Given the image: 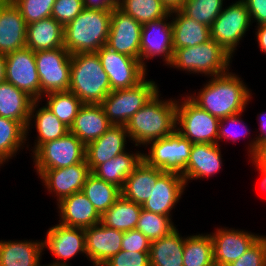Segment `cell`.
Returning <instances> with one entry per match:
<instances>
[{"label": "cell", "mask_w": 266, "mask_h": 266, "mask_svg": "<svg viewBox=\"0 0 266 266\" xmlns=\"http://www.w3.org/2000/svg\"><path fill=\"white\" fill-rule=\"evenodd\" d=\"M213 241L214 264L227 266L237 260L262 235L229 227H220L210 233Z\"/></svg>", "instance_id": "obj_18"}, {"label": "cell", "mask_w": 266, "mask_h": 266, "mask_svg": "<svg viewBox=\"0 0 266 266\" xmlns=\"http://www.w3.org/2000/svg\"><path fill=\"white\" fill-rule=\"evenodd\" d=\"M158 91V84L145 78L132 88L111 91L101 105L113 125H125Z\"/></svg>", "instance_id": "obj_7"}, {"label": "cell", "mask_w": 266, "mask_h": 266, "mask_svg": "<svg viewBox=\"0 0 266 266\" xmlns=\"http://www.w3.org/2000/svg\"><path fill=\"white\" fill-rule=\"evenodd\" d=\"M40 100L51 92L69 91L71 54L64 47L35 52Z\"/></svg>", "instance_id": "obj_10"}, {"label": "cell", "mask_w": 266, "mask_h": 266, "mask_svg": "<svg viewBox=\"0 0 266 266\" xmlns=\"http://www.w3.org/2000/svg\"><path fill=\"white\" fill-rule=\"evenodd\" d=\"M219 144L193 143L190 158L182 174L186 186L190 180L212 177L220 172L223 160Z\"/></svg>", "instance_id": "obj_22"}, {"label": "cell", "mask_w": 266, "mask_h": 266, "mask_svg": "<svg viewBox=\"0 0 266 266\" xmlns=\"http://www.w3.org/2000/svg\"><path fill=\"white\" fill-rule=\"evenodd\" d=\"M213 241L210 234L185 236L183 266H213Z\"/></svg>", "instance_id": "obj_37"}, {"label": "cell", "mask_w": 266, "mask_h": 266, "mask_svg": "<svg viewBox=\"0 0 266 266\" xmlns=\"http://www.w3.org/2000/svg\"><path fill=\"white\" fill-rule=\"evenodd\" d=\"M19 8L26 24L51 17L55 0H12Z\"/></svg>", "instance_id": "obj_42"}, {"label": "cell", "mask_w": 266, "mask_h": 266, "mask_svg": "<svg viewBox=\"0 0 266 266\" xmlns=\"http://www.w3.org/2000/svg\"><path fill=\"white\" fill-rule=\"evenodd\" d=\"M85 230L86 254L93 266H102L122 248L124 232L98 223Z\"/></svg>", "instance_id": "obj_20"}, {"label": "cell", "mask_w": 266, "mask_h": 266, "mask_svg": "<svg viewBox=\"0 0 266 266\" xmlns=\"http://www.w3.org/2000/svg\"><path fill=\"white\" fill-rule=\"evenodd\" d=\"M185 187L187 186L181 174L164 172L152 187L150 198L142 205V209L172 218V210L181 199Z\"/></svg>", "instance_id": "obj_19"}, {"label": "cell", "mask_w": 266, "mask_h": 266, "mask_svg": "<svg viewBox=\"0 0 266 266\" xmlns=\"http://www.w3.org/2000/svg\"><path fill=\"white\" fill-rule=\"evenodd\" d=\"M255 27H256L255 30H257L255 34H256V41L259 46L258 48H260V51H262L266 55V24H262Z\"/></svg>", "instance_id": "obj_51"}, {"label": "cell", "mask_w": 266, "mask_h": 266, "mask_svg": "<svg viewBox=\"0 0 266 266\" xmlns=\"http://www.w3.org/2000/svg\"><path fill=\"white\" fill-rule=\"evenodd\" d=\"M173 219L167 215L141 210L136 229L150 241L160 239L176 229Z\"/></svg>", "instance_id": "obj_40"}, {"label": "cell", "mask_w": 266, "mask_h": 266, "mask_svg": "<svg viewBox=\"0 0 266 266\" xmlns=\"http://www.w3.org/2000/svg\"><path fill=\"white\" fill-rule=\"evenodd\" d=\"M151 241L139 230L133 229L124 232L122 248L125 251L150 252Z\"/></svg>", "instance_id": "obj_47"}, {"label": "cell", "mask_w": 266, "mask_h": 266, "mask_svg": "<svg viewBox=\"0 0 266 266\" xmlns=\"http://www.w3.org/2000/svg\"><path fill=\"white\" fill-rule=\"evenodd\" d=\"M84 8L83 0H55L51 17L65 26L79 15Z\"/></svg>", "instance_id": "obj_45"}, {"label": "cell", "mask_w": 266, "mask_h": 266, "mask_svg": "<svg viewBox=\"0 0 266 266\" xmlns=\"http://www.w3.org/2000/svg\"><path fill=\"white\" fill-rule=\"evenodd\" d=\"M253 159L261 165L263 168L266 169V145L259 148L254 155Z\"/></svg>", "instance_id": "obj_52"}, {"label": "cell", "mask_w": 266, "mask_h": 266, "mask_svg": "<svg viewBox=\"0 0 266 266\" xmlns=\"http://www.w3.org/2000/svg\"><path fill=\"white\" fill-rule=\"evenodd\" d=\"M26 143V128L20 122L0 117V163L16 157Z\"/></svg>", "instance_id": "obj_35"}, {"label": "cell", "mask_w": 266, "mask_h": 266, "mask_svg": "<svg viewBox=\"0 0 266 266\" xmlns=\"http://www.w3.org/2000/svg\"><path fill=\"white\" fill-rule=\"evenodd\" d=\"M185 0H161V2L171 11L180 10Z\"/></svg>", "instance_id": "obj_53"}, {"label": "cell", "mask_w": 266, "mask_h": 266, "mask_svg": "<svg viewBox=\"0 0 266 266\" xmlns=\"http://www.w3.org/2000/svg\"><path fill=\"white\" fill-rule=\"evenodd\" d=\"M149 152L143 153V160L150 166L164 172L183 174L190 158L193 143L180 133L173 134L148 144Z\"/></svg>", "instance_id": "obj_11"}, {"label": "cell", "mask_w": 266, "mask_h": 266, "mask_svg": "<svg viewBox=\"0 0 266 266\" xmlns=\"http://www.w3.org/2000/svg\"><path fill=\"white\" fill-rule=\"evenodd\" d=\"M142 205L125 199L122 195L101 215L100 223L122 232L136 229Z\"/></svg>", "instance_id": "obj_34"}, {"label": "cell", "mask_w": 266, "mask_h": 266, "mask_svg": "<svg viewBox=\"0 0 266 266\" xmlns=\"http://www.w3.org/2000/svg\"><path fill=\"white\" fill-rule=\"evenodd\" d=\"M160 90L125 124L131 143L135 147L148 144L176 131L177 99H160ZM133 141V142H132Z\"/></svg>", "instance_id": "obj_2"}, {"label": "cell", "mask_w": 266, "mask_h": 266, "mask_svg": "<svg viewBox=\"0 0 266 266\" xmlns=\"http://www.w3.org/2000/svg\"><path fill=\"white\" fill-rule=\"evenodd\" d=\"M232 58L211 38L194 47L174 49L173 58L168 67L211 78L229 72Z\"/></svg>", "instance_id": "obj_5"}, {"label": "cell", "mask_w": 266, "mask_h": 266, "mask_svg": "<svg viewBox=\"0 0 266 266\" xmlns=\"http://www.w3.org/2000/svg\"><path fill=\"white\" fill-rule=\"evenodd\" d=\"M163 173L161 169L152 167L142 160L126 178L121 195L127 200L143 205L150 198L152 187Z\"/></svg>", "instance_id": "obj_30"}, {"label": "cell", "mask_w": 266, "mask_h": 266, "mask_svg": "<svg viewBox=\"0 0 266 266\" xmlns=\"http://www.w3.org/2000/svg\"><path fill=\"white\" fill-rule=\"evenodd\" d=\"M177 100L176 131L191 143L218 144L219 119L201 109L187 95Z\"/></svg>", "instance_id": "obj_6"}, {"label": "cell", "mask_w": 266, "mask_h": 266, "mask_svg": "<svg viewBox=\"0 0 266 266\" xmlns=\"http://www.w3.org/2000/svg\"><path fill=\"white\" fill-rule=\"evenodd\" d=\"M5 81L40 100V79L35 63V52L28 47L5 55Z\"/></svg>", "instance_id": "obj_14"}, {"label": "cell", "mask_w": 266, "mask_h": 266, "mask_svg": "<svg viewBox=\"0 0 266 266\" xmlns=\"http://www.w3.org/2000/svg\"><path fill=\"white\" fill-rule=\"evenodd\" d=\"M132 152V153H130ZM143 160L141 151H125L116 157L98 165L91 173L97 178L123 188L126 178Z\"/></svg>", "instance_id": "obj_32"}, {"label": "cell", "mask_w": 266, "mask_h": 266, "mask_svg": "<svg viewBox=\"0 0 266 266\" xmlns=\"http://www.w3.org/2000/svg\"><path fill=\"white\" fill-rule=\"evenodd\" d=\"M125 125H112L101 137L86 145L85 160L92 172L98 165L127 151Z\"/></svg>", "instance_id": "obj_21"}, {"label": "cell", "mask_w": 266, "mask_h": 266, "mask_svg": "<svg viewBox=\"0 0 266 266\" xmlns=\"http://www.w3.org/2000/svg\"><path fill=\"white\" fill-rule=\"evenodd\" d=\"M227 266H266V235H262L244 254Z\"/></svg>", "instance_id": "obj_44"}, {"label": "cell", "mask_w": 266, "mask_h": 266, "mask_svg": "<svg viewBox=\"0 0 266 266\" xmlns=\"http://www.w3.org/2000/svg\"><path fill=\"white\" fill-rule=\"evenodd\" d=\"M85 8L112 9L117 6L118 0H83Z\"/></svg>", "instance_id": "obj_50"}, {"label": "cell", "mask_w": 266, "mask_h": 266, "mask_svg": "<svg viewBox=\"0 0 266 266\" xmlns=\"http://www.w3.org/2000/svg\"><path fill=\"white\" fill-rule=\"evenodd\" d=\"M44 97H46L45 106L70 128L83 105L82 101L71 91L51 92L45 94L41 101H44Z\"/></svg>", "instance_id": "obj_39"}, {"label": "cell", "mask_w": 266, "mask_h": 266, "mask_svg": "<svg viewBox=\"0 0 266 266\" xmlns=\"http://www.w3.org/2000/svg\"><path fill=\"white\" fill-rule=\"evenodd\" d=\"M35 170L46 191L56 196V203L64 197L80 192L91 174L86 160L68 167Z\"/></svg>", "instance_id": "obj_16"}, {"label": "cell", "mask_w": 266, "mask_h": 266, "mask_svg": "<svg viewBox=\"0 0 266 266\" xmlns=\"http://www.w3.org/2000/svg\"><path fill=\"white\" fill-rule=\"evenodd\" d=\"M26 47L34 52L64 47V26L53 17L28 24Z\"/></svg>", "instance_id": "obj_28"}, {"label": "cell", "mask_w": 266, "mask_h": 266, "mask_svg": "<svg viewBox=\"0 0 266 266\" xmlns=\"http://www.w3.org/2000/svg\"><path fill=\"white\" fill-rule=\"evenodd\" d=\"M59 224L68 227L89 228L100 223L101 215L86 195L80 192L64 197L57 203Z\"/></svg>", "instance_id": "obj_23"}, {"label": "cell", "mask_w": 266, "mask_h": 266, "mask_svg": "<svg viewBox=\"0 0 266 266\" xmlns=\"http://www.w3.org/2000/svg\"><path fill=\"white\" fill-rule=\"evenodd\" d=\"M5 56L0 55V82L5 81Z\"/></svg>", "instance_id": "obj_55"}, {"label": "cell", "mask_w": 266, "mask_h": 266, "mask_svg": "<svg viewBox=\"0 0 266 266\" xmlns=\"http://www.w3.org/2000/svg\"><path fill=\"white\" fill-rule=\"evenodd\" d=\"M243 81L239 75L229 71L211 77L197 94L195 91L194 94L187 96L201 109L220 120L246 111L253 94Z\"/></svg>", "instance_id": "obj_1"}, {"label": "cell", "mask_w": 266, "mask_h": 266, "mask_svg": "<svg viewBox=\"0 0 266 266\" xmlns=\"http://www.w3.org/2000/svg\"><path fill=\"white\" fill-rule=\"evenodd\" d=\"M225 0H185L180 9L186 16L208 26H212L214 20L224 9Z\"/></svg>", "instance_id": "obj_41"}, {"label": "cell", "mask_w": 266, "mask_h": 266, "mask_svg": "<svg viewBox=\"0 0 266 266\" xmlns=\"http://www.w3.org/2000/svg\"><path fill=\"white\" fill-rule=\"evenodd\" d=\"M35 169H57L85 161L86 145L73 133L41 144L31 153Z\"/></svg>", "instance_id": "obj_9"}, {"label": "cell", "mask_w": 266, "mask_h": 266, "mask_svg": "<svg viewBox=\"0 0 266 266\" xmlns=\"http://www.w3.org/2000/svg\"><path fill=\"white\" fill-rule=\"evenodd\" d=\"M26 31V21L12 0L0 6V55L26 47Z\"/></svg>", "instance_id": "obj_24"}, {"label": "cell", "mask_w": 266, "mask_h": 266, "mask_svg": "<svg viewBox=\"0 0 266 266\" xmlns=\"http://www.w3.org/2000/svg\"><path fill=\"white\" fill-rule=\"evenodd\" d=\"M257 119H259V124H260V130L261 131L257 137L253 138L249 142L248 148V156L249 158H253L254 155L256 154L257 150L264 145H266V112H261L260 114L257 115ZM250 153V154H249Z\"/></svg>", "instance_id": "obj_49"}, {"label": "cell", "mask_w": 266, "mask_h": 266, "mask_svg": "<svg viewBox=\"0 0 266 266\" xmlns=\"http://www.w3.org/2000/svg\"><path fill=\"white\" fill-rule=\"evenodd\" d=\"M176 228L170 234L151 241L150 266H183L185 236Z\"/></svg>", "instance_id": "obj_33"}, {"label": "cell", "mask_w": 266, "mask_h": 266, "mask_svg": "<svg viewBox=\"0 0 266 266\" xmlns=\"http://www.w3.org/2000/svg\"><path fill=\"white\" fill-rule=\"evenodd\" d=\"M39 266H59V265H52V264H46V265L44 264V265H41L40 264Z\"/></svg>", "instance_id": "obj_57"}, {"label": "cell", "mask_w": 266, "mask_h": 266, "mask_svg": "<svg viewBox=\"0 0 266 266\" xmlns=\"http://www.w3.org/2000/svg\"><path fill=\"white\" fill-rule=\"evenodd\" d=\"M242 113L243 112L234 114L231 116H227L219 120V124H218V144L219 145H220V142L223 141V139L226 142L229 140H233L232 142L234 143L236 142L235 140L240 139V137L250 134V130L247 128V125L245 124V122H243L241 118ZM239 125H242L241 131H240V128L238 127ZM237 127L239 128V130L237 129Z\"/></svg>", "instance_id": "obj_43"}, {"label": "cell", "mask_w": 266, "mask_h": 266, "mask_svg": "<svg viewBox=\"0 0 266 266\" xmlns=\"http://www.w3.org/2000/svg\"><path fill=\"white\" fill-rule=\"evenodd\" d=\"M43 251V239L0 240V266H39Z\"/></svg>", "instance_id": "obj_27"}, {"label": "cell", "mask_w": 266, "mask_h": 266, "mask_svg": "<svg viewBox=\"0 0 266 266\" xmlns=\"http://www.w3.org/2000/svg\"><path fill=\"white\" fill-rule=\"evenodd\" d=\"M149 253L120 250L102 266H150Z\"/></svg>", "instance_id": "obj_46"}, {"label": "cell", "mask_w": 266, "mask_h": 266, "mask_svg": "<svg viewBox=\"0 0 266 266\" xmlns=\"http://www.w3.org/2000/svg\"><path fill=\"white\" fill-rule=\"evenodd\" d=\"M43 248L50 250L56 260L52 265L71 266L69 260L78 254H86L85 230L83 228L68 227L55 224L48 228Z\"/></svg>", "instance_id": "obj_15"}, {"label": "cell", "mask_w": 266, "mask_h": 266, "mask_svg": "<svg viewBox=\"0 0 266 266\" xmlns=\"http://www.w3.org/2000/svg\"><path fill=\"white\" fill-rule=\"evenodd\" d=\"M69 91L83 104H101L111 92L108 75L97 52L71 55Z\"/></svg>", "instance_id": "obj_4"}, {"label": "cell", "mask_w": 266, "mask_h": 266, "mask_svg": "<svg viewBox=\"0 0 266 266\" xmlns=\"http://www.w3.org/2000/svg\"><path fill=\"white\" fill-rule=\"evenodd\" d=\"M41 100H34L31 111L29 122L26 127V141H28V133L35 127L37 134L35 144L32 147V153L43 143L56 140L65 136L70 132V128L62 123L59 118L54 115L45 105L40 107ZM40 107V108H39ZM32 121V122H31ZM35 126H33V124ZM32 127V128H31ZM31 128V129H30Z\"/></svg>", "instance_id": "obj_25"}, {"label": "cell", "mask_w": 266, "mask_h": 266, "mask_svg": "<svg viewBox=\"0 0 266 266\" xmlns=\"http://www.w3.org/2000/svg\"><path fill=\"white\" fill-rule=\"evenodd\" d=\"M142 26L133 17L117 7L112 8L106 45L111 50L140 60Z\"/></svg>", "instance_id": "obj_17"}, {"label": "cell", "mask_w": 266, "mask_h": 266, "mask_svg": "<svg viewBox=\"0 0 266 266\" xmlns=\"http://www.w3.org/2000/svg\"><path fill=\"white\" fill-rule=\"evenodd\" d=\"M81 191L100 215L105 213L121 196L119 187L97 178L93 173L87 177Z\"/></svg>", "instance_id": "obj_36"}, {"label": "cell", "mask_w": 266, "mask_h": 266, "mask_svg": "<svg viewBox=\"0 0 266 266\" xmlns=\"http://www.w3.org/2000/svg\"><path fill=\"white\" fill-rule=\"evenodd\" d=\"M170 14L142 26L140 38V62L147 69V61L161 57L168 66L173 58V30ZM169 21V22H168Z\"/></svg>", "instance_id": "obj_13"}, {"label": "cell", "mask_w": 266, "mask_h": 266, "mask_svg": "<svg viewBox=\"0 0 266 266\" xmlns=\"http://www.w3.org/2000/svg\"><path fill=\"white\" fill-rule=\"evenodd\" d=\"M173 30V49L194 47L211 39L210 28L186 16L181 10L170 12Z\"/></svg>", "instance_id": "obj_29"}, {"label": "cell", "mask_w": 266, "mask_h": 266, "mask_svg": "<svg viewBox=\"0 0 266 266\" xmlns=\"http://www.w3.org/2000/svg\"><path fill=\"white\" fill-rule=\"evenodd\" d=\"M112 125L101 104H83L70 132L87 145L101 137Z\"/></svg>", "instance_id": "obj_26"}, {"label": "cell", "mask_w": 266, "mask_h": 266, "mask_svg": "<svg viewBox=\"0 0 266 266\" xmlns=\"http://www.w3.org/2000/svg\"><path fill=\"white\" fill-rule=\"evenodd\" d=\"M34 99L7 81L0 82V117L28 125Z\"/></svg>", "instance_id": "obj_31"}, {"label": "cell", "mask_w": 266, "mask_h": 266, "mask_svg": "<svg viewBox=\"0 0 266 266\" xmlns=\"http://www.w3.org/2000/svg\"><path fill=\"white\" fill-rule=\"evenodd\" d=\"M112 9L84 8L64 26V48L69 53L97 52L106 45Z\"/></svg>", "instance_id": "obj_3"}, {"label": "cell", "mask_w": 266, "mask_h": 266, "mask_svg": "<svg viewBox=\"0 0 266 266\" xmlns=\"http://www.w3.org/2000/svg\"><path fill=\"white\" fill-rule=\"evenodd\" d=\"M97 54L108 75L111 91L132 88L147 78V71L140 60L102 46Z\"/></svg>", "instance_id": "obj_12"}, {"label": "cell", "mask_w": 266, "mask_h": 266, "mask_svg": "<svg viewBox=\"0 0 266 266\" xmlns=\"http://www.w3.org/2000/svg\"><path fill=\"white\" fill-rule=\"evenodd\" d=\"M249 160L256 167L257 171H259V174L262 175L261 189L266 191V169L259 165L253 158H250Z\"/></svg>", "instance_id": "obj_54"}, {"label": "cell", "mask_w": 266, "mask_h": 266, "mask_svg": "<svg viewBox=\"0 0 266 266\" xmlns=\"http://www.w3.org/2000/svg\"><path fill=\"white\" fill-rule=\"evenodd\" d=\"M10 0H0V6L8 3Z\"/></svg>", "instance_id": "obj_56"}, {"label": "cell", "mask_w": 266, "mask_h": 266, "mask_svg": "<svg viewBox=\"0 0 266 266\" xmlns=\"http://www.w3.org/2000/svg\"><path fill=\"white\" fill-rule=\"evenodd\" d=\"M116 7L133 17L141 25L167 17L170 14L161 0H118Z\"/></svg>", "instance_id": "obj_38"}, {"label": "cell", "mask_w": 266, "mask_h": 266, "mask_svg": "<svg viewBox=\"0 0 266 266\" xmlns=\"http://www.w3.org/2000/svg\"><path fill=\"white\" fill-rule=\"evenodd\" d=\"M246 5L251 24L256 22L257 26L266 24V0H242Z\"/></svg>", "instance_id": "obj_48"}, {"label": "cell", "mask_w": 266, "mask_h": 266, "mask_svg": "<svg viewBox=\"0 0 266 266\" xmlns=\"http://www.w3.org/2000/svg\"><path fill=\"white\" fill-rule=\"evenodd\" d=\"M250 26L252 24L246 5L242 0H236L214 20L210 27L211 38L233 57Z\"/></svg>", "instance_id": "obj_8"}]
</instances>
